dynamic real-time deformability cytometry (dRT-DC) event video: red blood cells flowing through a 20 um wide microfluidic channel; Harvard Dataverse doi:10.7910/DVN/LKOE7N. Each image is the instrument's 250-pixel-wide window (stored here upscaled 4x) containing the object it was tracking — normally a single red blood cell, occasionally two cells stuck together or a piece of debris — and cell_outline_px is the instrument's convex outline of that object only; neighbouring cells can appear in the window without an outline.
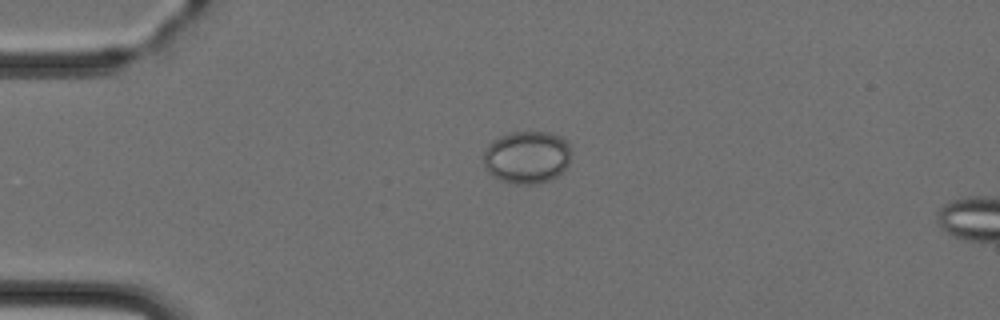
{"species": "Egyptian fruit bat (a non-hibernating species)", "species_latin": "Rousettus aegyptiacus", "temperature_condition": "cold", "stored_images_in_passage": 4, "camera_frame_rate_fps": 3000, "um_per_image_px": 0.085, "animal": {"sex": "female"}, "frame": {"image": 1, "passage_image": 2, "time_ms": 2.0, "image_size_px": [1000, 320], "cell_outline_px": [[572, 152], [568, 164], [556, 176], [548, 180], [536, 184], [508, 184], [492, 176], [488, 172], [484, 164], [484, 152], [488, 144], [500, 136], [508, 132], [548, 132], [560, 136], [568, 140]], "centroid_in_image_um": [44.79, 13.36], "position_along_channel_um": 40.2, "area_um2": 27.17}}
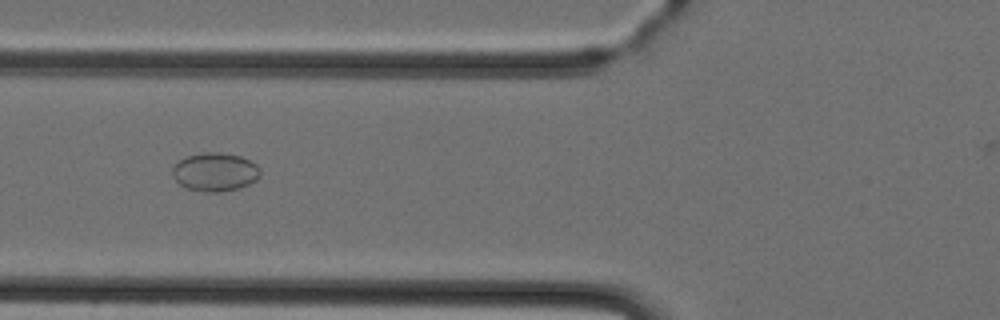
{"frame": {"image": 2, "passage_image": 4, "time_ms": 4.333, "image_size_px": [1000, 320], "cell_outline_px": [[260, 176], [256, 180], [240, 188], [220, 192], [204, 192], [184, 188], [172, 176], [172, 168], [180, 160], [188, 156], [204, 152], [220, 152], [240, 156], [256, 164], [260, 168]], "centroid_in_image_um": [18.27, 14.63], "position_along_channel_um": 107.5, "area_um2": 19.77}}